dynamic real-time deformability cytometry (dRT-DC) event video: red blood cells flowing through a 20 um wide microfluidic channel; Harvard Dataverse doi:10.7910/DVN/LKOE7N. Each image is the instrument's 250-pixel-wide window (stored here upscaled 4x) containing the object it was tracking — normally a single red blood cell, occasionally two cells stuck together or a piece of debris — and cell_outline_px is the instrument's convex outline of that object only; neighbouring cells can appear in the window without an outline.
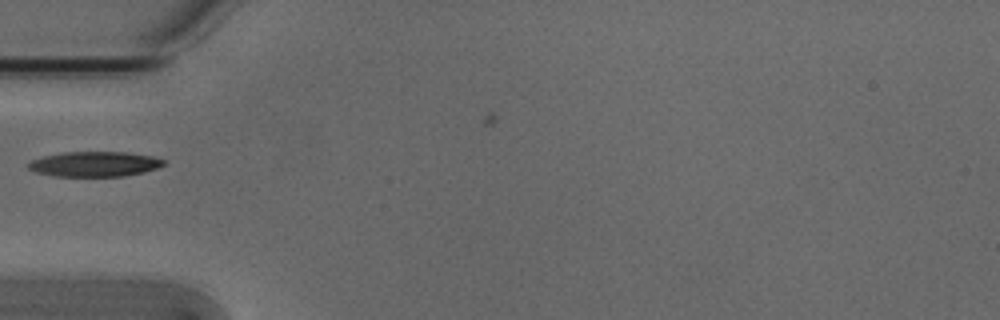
{"species": "Egyptian fruit bat (a non-hibernating species)", "species_latin": "Rousettus aegyptiacus", "temperature_condition": "cold", "stored_images_in_passage": 1, "camera_frame_rate_fps": 3000, "um_per_image_px": 0.085, "animal": {"sex": "male"}, "frame": {"image": 1, "passage_image": 1, "time_ms": 0.0, "image_size_px": [1000, 320], "cell_outline_px": [[164, 164], [156, 168], [144, 172], [124, 176], [56, 176], [36, 172], [28, 168], [28, 160], [60, 152], [128, 152], [152, 156], [164, 160]], "centroid_in_image_um": [8.01, 13.94], "position_along_channel_um": 77.0, "area_um2": 19.77}}